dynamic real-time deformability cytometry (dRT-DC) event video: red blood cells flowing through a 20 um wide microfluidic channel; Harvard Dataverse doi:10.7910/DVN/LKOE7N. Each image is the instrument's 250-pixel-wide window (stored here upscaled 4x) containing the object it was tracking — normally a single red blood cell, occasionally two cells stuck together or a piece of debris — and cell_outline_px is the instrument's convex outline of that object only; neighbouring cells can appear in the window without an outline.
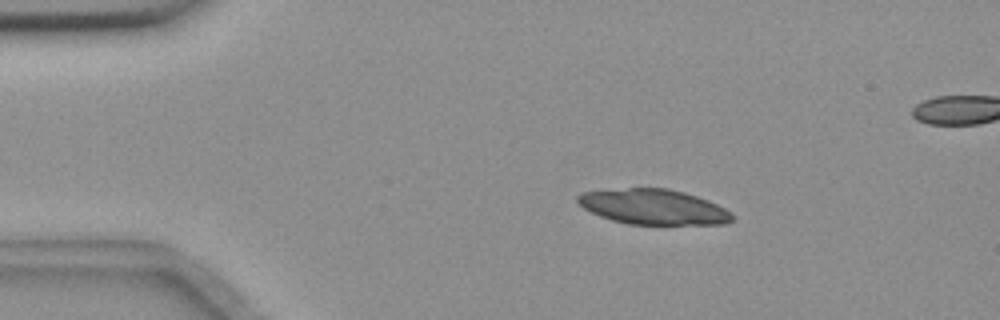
{"species": "common noctule bat (a hibernating species)", "species_latin": "Nyctalus noctula", "temperature_condition": "room temperature", "stored_images_in_passage": 55, "camera_frame_rate_fps": 3000, "um_per_image_px": 0.085, "animal": {"sex": "female", "body_mass_g": 18.4}, "frame": {"image": 1, "passage_image": 9, "time_ms": 2.667, "image_size_px": [1000, 320], "cell_outline_px": [[732, 220], [728, 224], [628, 224], [612, 220], [600, 216], [584, 208], [576, 200], [576, 196], [580, 192], [628, 188], [668, 188], [684, 192], [708, 200], [724, 208], [732, 216]], "centroid_in_image_um": [55.51, 17.58], "position_along_channel_um": 29.5, "area_um2": 31.5}}